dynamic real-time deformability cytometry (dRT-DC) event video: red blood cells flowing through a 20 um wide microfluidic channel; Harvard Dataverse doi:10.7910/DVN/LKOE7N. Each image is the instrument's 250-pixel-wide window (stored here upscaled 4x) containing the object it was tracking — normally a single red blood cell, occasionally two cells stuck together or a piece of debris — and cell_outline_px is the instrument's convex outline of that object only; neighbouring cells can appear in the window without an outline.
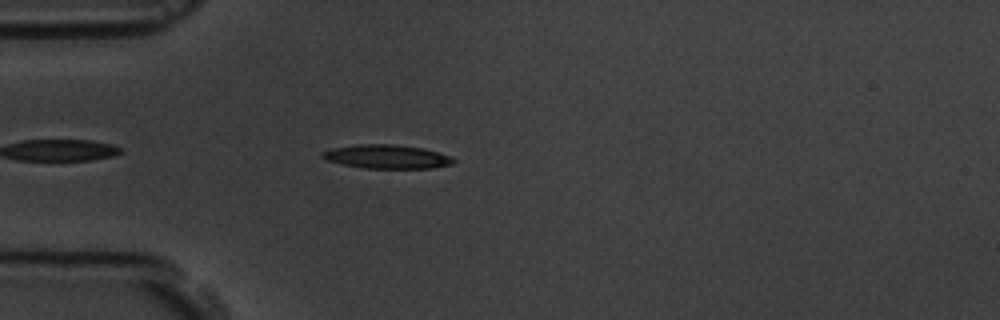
{"species": "common noctule bat (a hibernating species)", "species_latin": "Nyctalus noctula", "temperature_condition": "room temperature", "stored_images_in_passage": 5, "camera_frame_rate_fps": 3000, "um_per_image_px": 0.085, "animal": {"sex": "male", "body_mass_g": 19.5, "forearm_length_mm": 54.6}, "frame": {"image": 1, "passage_image": 5, "time_ms": 4.333, "image_size_px": [1000, 320], "cell_outline_px": [[456, 160], [452, 164], [432, 168], [364, 168], [344, 164], [328, 160], [320, 156], [320, 152], [332, 148], [356, 144], [392, 144], [424, 148], [440, 152], [452, 156]], "centroid_in_image_um": [32.91, 13.3], "position_along_channel_um": 52.1, "area_um2": 18.26}}